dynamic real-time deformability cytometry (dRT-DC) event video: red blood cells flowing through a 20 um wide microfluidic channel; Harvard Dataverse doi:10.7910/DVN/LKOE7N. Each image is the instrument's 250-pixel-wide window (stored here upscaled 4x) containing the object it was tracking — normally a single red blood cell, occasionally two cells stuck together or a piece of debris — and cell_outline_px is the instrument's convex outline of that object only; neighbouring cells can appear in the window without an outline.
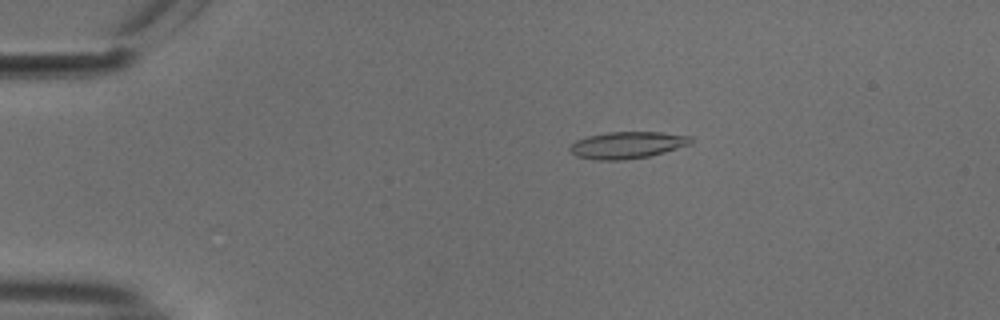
{"species": "common noctule bat (a hibernating species)", "species_latin": "Nyctalus noctula", "temperature_condition": "cold", "stored_images_in_passage": 53, "camera_frame_rate_fps": 3000, "um_per_image_px": 0.085, "animal": {"sex": "male", "body_mass_g": 18.8}, "frame": {"image": 1, "passage_image": 10, "time_ms": 3.0, "image_size_px": [1000, 320], "cell_outline_px": [[692, 144], [664, 152], [648, 156], [620, 160], [596, 160], [576, 156], [568, 148], [576, 140], [588, 136], [608, 132], [660, 132], [692, 136]], "centroid_in_image_um": [53.33, 12.32], "position_along_channel_um": 31.7, "area_um2": 18.84}}
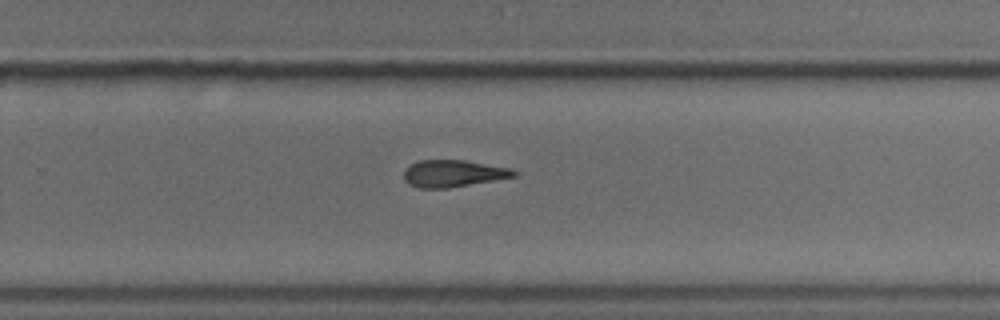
{"frame": {"image": 2, "passage_image": 35, "time_ms": 11.333, "image_size_px": [1000, 320], "cell_outline_px": [[516, 176], [448, 188], [420, 188], [408, 184], [404, 180], [404, 172], [412, 164], [420, 160], [464, 160], [512, 168], [516, 172]], "centroid_in_image_um": [38.52, 14.74], "position_along_channel_um": 291.3, "area_um2": 17.11}}
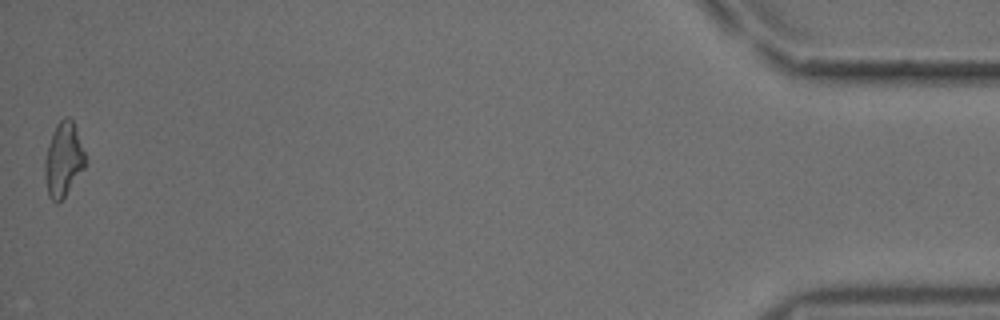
{"frame": {"image": 3, "passage_image": 53, "time_ms": 17.333, "image_size_px": [1000, 320], "cell_outline_px": [[84, 168], [64, 196], [56, 204], [48, 196], [44, 176], [44, 160], [48, 144], [56, 124], [64, 116], [68, 116], [72, 120], [84, 152]], "centroid_in_image_um": [5.34, 13.56], "position_along_channel_um": 429.9, "area_um2": 17.17}, "authors_computed_cell_mechanics": {"area_um2": 18.0336, "velocity_mm_per_s": 3.7734, "shape_relaxation_time_tau1_ms": 10.7825, "shape_relaxation_time_tau2_ms": 4.9667, "deformation_change_tau1": 0.2447, "deformation_change_tau2": 0.1454}}